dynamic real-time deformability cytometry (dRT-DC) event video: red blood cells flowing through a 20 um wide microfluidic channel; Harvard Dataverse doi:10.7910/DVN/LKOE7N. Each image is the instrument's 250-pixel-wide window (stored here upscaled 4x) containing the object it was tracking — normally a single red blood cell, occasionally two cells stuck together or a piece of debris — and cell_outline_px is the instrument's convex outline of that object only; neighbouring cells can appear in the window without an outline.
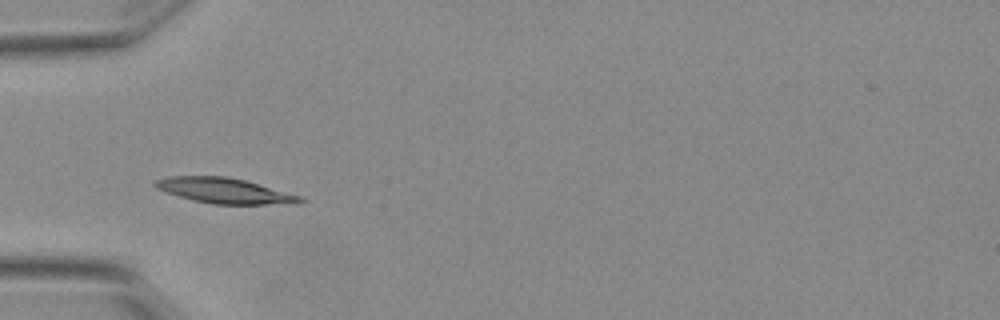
{"species": "Egyptian fruit bat (a non-hibernating species)", "species_latin": "Rousettus aegyptiacus", "temperature_condition": "warm", "stored_images_in_passage": 4, "camera_frame_rate_fps": 3000, "um_per_image_px": 0.085, "animal": {"sex": "female"}, "frame": {"image": 1, "passage_image": 3, "time_ms": 0.667, "image_size_px": [1000, 320], "cell_outline_px": [[308, 200], [300, 204], [212, 204], [192, 200], [156, 188], [152, 184], [156, 180], [168, 176], [224, 176], [244, 180], [300, 196]], "centroid_in_image_um": [19.11, 16.22], "position_along_channel_um": 65.9, "area_um2": 21.27}}